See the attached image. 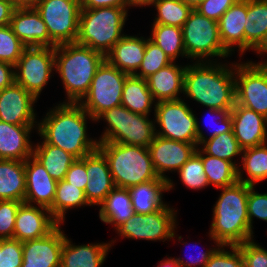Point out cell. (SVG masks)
Returning <instances> with one entry per match:
<instances>
[{
  "label": "cell",
  "instance_id": "cell-36",
  "mask_svg": "<svg viewBox=\"0 0 267 267\" xmlns=\"http://www.w3.org/2000/svg\"><path fill=\"white\" fill-rule=\"evenodd\" d=\"M149 39L160 47L167 57L175 62L180 56L187 58L182 28L164 24H152Z\"/></svg>",
  "mask_w": 267,
  "mask_h": 267
},
{
  "label": "cell",
  "instance_id": "cell-5",
  "mask_svg": "<svg viewBox=\"0 0 267 267\" xmlns=\"http://www.w3.org/2000/svg\"><path fill=\"white\" fill-rule=\"evenodd\" d=\"M116 187L129 188L150 180H159L148 148L114 142H99Z\"/></svg>",
  "mask_w": 267,
  "mask_h": 267
},
{
  "label": "cell",
  "instance_id": "cell-4",
  "mask_svg": "<svg viewBox=\"0 0 267 267\" xmlns=\"http://www.w3.org/2000/svg\"><path fill=\"white\" fill-rule=\"evenodd\" d=\"M104 60L102 53L76 42L55 47V71L67 95L63 103H79L83 99Z\"/></svg>",
  "mask_w": 267,
  "mask_h": 267
},
{
  "label": "cell",
  "instance_id": "cell-33",
  "mask_svg": "<svg viewBox=\"0 0 267 267\" xmlns=\"http://www.w3.org/2000/svg\"><path fill=\"white\" fill-rule=\"evenodd\" d=\"M267 34V0H247L244 53L255 50Z\"/></svg>",
  "mask_w": 267,
  "mask_h": 267
},
{
  "label": "cell",
  "instance_id": "cell-21",
  "mask_svg": "<svg viewBox=\"0 0 267 267\" xmlns=\"http://www.w3.org/2000/svg\"><path fill=\"white\" fill-rule=\"evenodd\" d=\"M26 193L24 203L49 209L56 194L57 181L33 155L25 160Z\"/></svg>",
  "mask_w": 267,
  "mask_h": 267
},
{
  "label": "cell",
  "instance_id": "cell-58",
  "mask_svg": "<svg viewBox=\"0 0 267 267\" xmlns=\"http://www.w3.org/2000/svg\"><path fill=\"white\" fill-rule=\"evenodd\" d=\"M256 54L265 55L267 54V34L264 40L260 43V45L254 50Z\"/></svg>",
  "mask_w": 267,
  "mask_h": 267
},
{
  "label": "cell",
  "instance_id": "cell-49",
  "mask_svg": "<svg viewBox=\"0 0 267 267\" xmlns=\"http://www.w3.org/2000/svg\"><path fill=\"white\" fill-rule=\"evenodd\" d=\"M64 180L70 184L85 190L89 178L86 172V156L81 159H76L68 169Z\"/></svg>",
  "mask_w": 267,
  "mask_h": 267
},
{
  "label": "cell",
  "instance_id": "cell-10",
  "mask_svg": "<svg viewBox=\"0 0 267 267\" xmlns=\"http://www.w3.org/2000/svg\"><path fill=\"white\" fill-rule=\"evenodd\" d=\"M128 75L104 60L96 70L88 93L78 104L96 121L106 110L121 105Z\"/></svg>",
  "mask_w": 267,
  "mask_h": 267
},
{
  "label": "cell",
  "instance_id": "cell-56",
  "mask_svg": "<svg viewBox=\"0 0 267 267\" xmlns=\"http://www.w3.org/2000/svg\"><path fill=\"white\" fill-rule=\"evenodd\" d=\"M159 263L157 267H181L174 257L164 258L162 261H159Z\"/></svg>",
  "mask_w": 267,
  "mask_h": 267
},
{
  "label": "cell",
  "instance_id": "cell-55",
  "mask_svg": "<svg viewBox=\"0 0 267 267\" xmlns=\"http://www.w3.org/2000/svg\"><path fill=\"white\" fill-rule=\"evenodd\" d=\"M15 8H34L40 0H10Z\"/></svg>",
  "mask_w": 267,
  "mask_h": 267
},
{
  "label": "cell",
  "instance_id": "cell-17",
  "mask_svg": "<svg viewBox=\"0 0 267 267\" xmlns=\"http://www.w3.org/2000/svg\"><path fill=\"white\" fill-rule=\"evenodd\" d=\"M64 231L59 224L47 236L23 242L21 267H60Z\"/></svg>",
  "mask_w": 267,
  "mask_h": 267
},
{
  "label": "cell",
  "instance_id": "cell-27",
  "mask_svg": "<svg viewBox=\"0 0 267 267\" xmlns=\"http://www.w3.org/2000/svg\"><path fill=\"white\" fill-rule=\"evenodd\" d=\"M113 243L114 240H111V243L73 245L65 234L60 267H100Z\"/></svg>",
  "mask_w": 267,
  "mask_h": 267
},
{
  "label": "cell",
  "instance_id": "cell-9",
  "mask_svg": "<svg viewBox=\"0 0 267 267\" xmlns=\"http://www.w3.org/2000/svg\"><path fill=\"white\" fill-rule=\"evenodd\" d=\"M182 32L185 52L192 62H217L214 57L224 59L230 56L221 42L216 20L193 10L183 24Z\"/></svg>",
  "mask_w": 267,
  "mask_h": 267
},
{
  "label": "cell",
  "instance_id": "cell-35",
  "mask_svg": "<svg viewBox=\"0 0 267 267\" xmlns=\"http://www.w3.org/2000/svg\"><path fill=\"white\" fill-rule=\"evenodd\" d=\"M91 206L85 196L84 190L66 182L64 179L57 182L56 194L52 206L49 208L54 219L62 225L65 213L72 208Z\"/></svg>",
  "mask_w": 267,
  "mask_h": 267
},
{
  "label": "cell",
  "instance_id": "cell-8",
  "mask_svg": "<svg viewBox=\"0 0 267 267\" xmlns=\"http://www.w3.org/2000/svg\"><path fill=\"white\" fill-rule=\"evenodd\" d=\"M106 121L107 127L98 142H114L148 148L155 136L154 119L133 113L122 105L106 110L98 118Z\"/></svg>",
  "mask_w": 267,
  "mask_h": 267
},
{
  "label": "cell",
  "instance_id": "cell-46",
  "mask_svg": "<svg viewBox=\"0 0 267 267\" xmlns=\"http://www.w3.org/2000/svg\"><path fill=\"white\" fill-rule=\"evenodd\" d=\"M244 267H267V250L254 242L253 239L238 244Z\"/></svg>",
  "mask_w": 267,
  "mask_h": 267
},
{
  "label": "cell",
  "instance_id": "cell-60",
  "mask_svg": "<svg viewBox=\"0 0 267 267\" xmlns=\"http://www.w3.org/2000/svg\"><path fill=\"white\" fill-rule=\"evenodd\" d=\"M264 60H265V62L264 61L258 62V64H267V60L266 59H264Z\"/></svg>",
  "mask_w": 267,
  "mask_h": 267
},
{
  "label": "cell",
  "instance_id": "cell-59",
  "mask_svg": "<svg viewBox=\"0 0 267 267\" xmlns=\"http://www.w3.org/2000/svg\"><path fill=\"white\" fill-rule=\"evenodd\" d=\"M187 6L195 10L204 0H181Z\"/></svg>",
  "mask_w": 267,
  "mask_h": 267
},
{
  "label": "cell",
  "instance_id": "cell-16",
  "mask_svg": "<svg viewBox=\"0 0 267 267\" xmlns=\"http://www.w3.org/2000/svg\"><path fill=\"white\" fill-rule=\"evenodd\" d=\"M37 99L14 82L0 91V121L13 125H38L33 108Z\"/></svg>",
  "mask_w": 267,
  "mask_h": 267
},
{
  "label": "cell",
  "instance_id": "cell-41",
  "mask_svg": "<svg viewBox=\"0 0 267 267\" xmlns=\"http://www.w3.org/2000/svg\"><path fill=\"white\" fill-rule=\"evenodd\" d=\"M171 63L172 61L160 49V47L154 44L147 37L144 58L142 60L141 66L134 75L142 79H146L151 74L156 73L161 68H164Z\"/></svg>",
  "mask_w": 267,
  "mask_h": 267
},
{
  "label": "cell",
  "instance_id": "cell-18",
  "mask_svg": "<svg viewBox=\"0 0 267 267\" xmlns=\"http://www.w3.org/2000/svg\"><path fill=\"white\" fill-rule=\"evenodd\" d=\"M58 225L49 209L23 202L17 211L13 239L22 243L40 239L47 236Z\"/></svg>",
  "mask_w": 267,
  "mask_h": 267
},
{
  "label": "cell",
  "instance_id": "cell-19",
  "mask_svg": "<svg viewBox=\"0 0 267 267\" xmlns=\"http://www.w3.org/2000/svg\"><path fill=\"white\" fill-rule=\"evenodd\" d=\"M232 129L244 150L267 143V118L239 104L231 109Z\"/></svg>",
  "mask_w": 267,
  "mask_h": 267
},
{
  "label": "cell",
  "instance_id": "cell-37",
  "mask_svg": "<svg viewBox=\"0 0 267 267\" xmlns=\"http://www.w3.org/2000/svg\"><path fill=\"white\" fill-rule=\"evenodd\" d=\"M201 159L209 185L218 189L238 181L237 168L231 162L205 154L202 150Z\"/></svg>",
  "mask_w": 267,
  "mask_h": 267
},
{
  "label": "cell",
  "instance_id": "cell-50",
  "mask_svg": "<svg viewBox=\"0 0 267 267\" xmlns=\"http://www.w3.org/2000/svg\"><path fill=\"white\" fill-rule=\"evenodd\" d=\"M209 111L210 112L208 113H211V115L214 114L215 117L216 116L219 117V119L216 121L217 123H215L217 124V126L218 125L219 126L214 129L212 128L213 132L209 135L210 137L208 138H212L224 132H230L232 130V118L230 114L231 110H218V109L209 108ZM212 118H213L212 120H214L213 116Z\"/></svg>",
  "mask_w": 267,
  "mask_h": 267
},
{
  "label": "cell",
  "instance_id": "cell-15",
  "mask_svg": "<svg viewBox=\"0 0 267 267\" xmlns=\"http://www.w3.org/2000/svg\"><path fill=\"white\" fill-rule=\"evenodd\" d=\"M197 147L194 144L166 139L155 135L148 146L152 164L156 174L168 180V191L174 188V182L165 172H176L194 154Z\"/></svg>",
  "mask_w": 267,
  "mask_h": 267
},
{
  "label": "cell",
  "instance_id": "cell-57",
  "mask_svg": "<svg viewBox=\"0 0 267 267\" xmlns=\"http://www.w3.org/2000/svg\"><path fill=\"white\" fill-rule=\"evenodd\" d=\"M156 0H128L129 5L132 7L151 6Z\"/></svg>",
  "mask_w": 267,
  "mask_h": 267
},
{
  "label": "cell",
  "instance_id": "cell-20",
  "mask_svg": "<svg viewBox=\"0 0 267 267\" xmlns=\"http://www.w3.org/2000/svg\"><path fill=\"white\" fill-rule=\"evenodd\" d=\"M10 26L26 47L57 46L50 39L47 26L35 8H15Z\"/></svg>",
  "mask_w": 267,
  "mask_h": 267
},
{
  "label": "cell",
  "instance_id": "cell-53",
  "mask_svg": "<svg viewBox=\"0 0 267 267\" xmlns=\"http://www.w3.org/2000/svg\"><path fill=\"white\" fill-rule=\"evenodd\" d=\"M15 82V66L0 61V91Z\"/></svg>",
  "mask_w": 267,
  "mask_h": 267
},
{
  "label": "cell",
  "instance_id": "cell-28",
  "mask_svg": "<svg viewBox=\"0 0 267 267\" xmlns=\"http://www.w3.org/2000/svg\"><path fill=\"white\" fill-rule=\"evenodd\" d=\"M135 213L148 214L158 211L167 204L163 202V192L168 191V180H150L128 188Z\"/></svg>",
  "mask_w": 267,
  "mask_h": 267
},
{
  "label": "cell",
  "instance_id": "cell-3",
  "mask_svg": "<svg viewBox=\"0 0 267 267\" xmlns=\"http://www.w3.org/2000/svg\"><path fill=\"white\" fill-rule=\"evenodd\" d=\"M218 189L221 193L213 207L210 239L215 245H238L253 239L247 211L250 185L237 181Z\"/></svg>",
  "mask_w": 267,
  "mask_h": 267
},
{
  "label": "cell",
  "instance_id": "cell-22",
  "mask_svg": "<svg viewBox=\"0 0 267 267\" xmlns=\"http://www.w3.org/2000/svg\"><path fill=\"white\" fill-rule=\"evenodd\" d=\"M86 172V199L91 206H99L115 187L108 161L99 149L86 156Z\"/></svg>",
  "mask_w": 267,
  "mask_h": 267
},
{
  "label": "cell",
  "instance_id": "cell-6",
  "mask_svg": "<svg viewBox=\"0 0 267 267\" xmlns=\"http://www.w3.org/2000/svg\"><path fill=\"white\" fill-rule=\"evenodd\" d=\"M127 17L128 8L81 9L76 43L105 56L125 35L122 31Z\"/></svg>",
  "mask_w": 267,
  "mask_h": 267
},
{
  "label": "cell",
  "instance_id": "cell-51",
  "mask_svg": "<svg viewBox=\"0 0 267 267\" xmlns=\"http://www.w3.org/2000/svg\"><path fill=\"white\" fill-rule=\"evenodd\" d=\"M81 9L101 7L130 8L128 0H80Z\"/></svg>",
  "mask_w": 267,
  "mask_h": 267
},
{
  "label": "cell",
  "instance_id": "cell-44",
  "mask_svg": "<svg viewBox=\"0 0 267 267\" xmlns=\"http://www.w3.org/2000/svg\"><path fill=\"white\" fill-rule=\"evenodd\" d=\"M23 202L0 200V239H13L17 211Z\"/></svg>",
  "mask_w": 267,
  "mask_h": 267
},
{
  "label": "cell",
  "instance_id": "cell-45",
  "mask_svg": "<svg viewBox=\"0 0 267 267\" xmlns=\"http://www.w3.org/2000/svg\"><path fill=\"white\" fill-rule=\"evenodd\" d=\"M23 243L16 239H0V267H21Z\"/></svg>",
  "mask_w": 267,
  "mask_h": 267
},
{
  "label": "cell",
  "instance_id": "cell-2",
  "mask_svg": "<svg viewBox=\"0 0 267 267\" xmlns=\"http://www.w3.org/2000/svg\"><path fill=\"white\" fill-rule=\"evenodd\" d=\"M183 94L208 109L231 110L236 103L235 64L215 61L187 64Z\"/></svg>",
  "mask_w": 267,
  "mask_h": 267
},
{
  "label": "cell",
  "instance_id": "cell-30",
  "mask_svg": "<svg viewBox=\"0 0 267 267\" xmlns=\"http://www.w3.org/2000/svg\"><path fill=\"white\" fill-rule=\"evenodd\" d=\"M99 206V219L115 229L135 214L128 188L115 186Z\"/></svg>",
  "mask_w": 267,
  "mask_h": 267
},
{
  "label": "cell",
  "instance_id": "cell-42",
  "mask_svg": "<svg viewBox=\"0 0 267 267\" xmlns=\"http://www.w3.org/2000/svg\"><path fill=\"white\" fill-rule=\"evenodd\" d=\"M25 48L10 25L0 27V61L15 66Z\"/></svg>",
  "mask_w": 267,
  "mask_h": 267
},
{
  "label": "cell",
  "instance_id": "cell-14",
  "mask_svg": "<svg viewBox=\"0 0 267 267\" xmlns=\"http://www.w3.org/2000/svg\"><path fill=\"white\" fill-rule=\"evenodd\" d=\"M236 104L267 118V64L235 63Z\"/></svg>",
  "mask_w": 267,
  "mask_h": 267
},
{
  "label": "cell",
  "instance_id": "cell-43",
  "mask_svg": "<svg viewBox=\"0 0 267 267\" xmlns=\"http://www.w3.org/2000/svg\"><path fill=\"white\" fill-rule=\"evenodd\" d=\"M204 267H244V260L237 245H220Z\"/></svg>",
  "mask_w": 267,
  "mask_h": 267
},
{
  "label": "cell",
  "instance_id": "cell-54",
  "mask_svg": "<svg viewBox=\"0 0 267 267\" xmlns=\"http://www.w3.org/2000/svg\"><path fill=\"white\" fill-rule=\"evenodd\" d=\"M15 7L10 0H0V27L10 25Z\"/></svg>",
  "mask_w": 267,
  "mask_h": 267
},
{
  "label": "cell",
  "instance_id": "cell-11",
  "mask_svg": "<svg viewBox=\"0 0 267 267\" xmlns=\"http://www.w3.org/2000/svg\"><path fill=\"white\" fill-rule=\"evenodd\" d=\"M56 44L74 43L78 37L80 0H40L34 7Z\"/></svg>",
  "mask_w": 267,
  "mask_h": 267
},
{
  "label": "cell",
  "instance_id": "cell-39",
  "mask_svg": "<svg viewBox=\"0 0 267 267\" xmlns=\"http://www.w3.org/2000/svg\"><path fill=\"white\" fill-rule=\"evenodd\" d=\"M152 6L157 10L153 24H164L182 28L193 9L181 0H156Z\"/></svg>",
  "mask_w": 267,
  "mask_h": 267
},
{
  "label": "cell",
  "instance_id": "cell-48",
  "mask_svg": "<svg viewBox=\"0 0 267 267\" xmlns=\"http://www.w3.org/2000/svg\"><path fill=\"white\" fill-rule=\"evenodd\" d=\"M238 0H204L195 10L207 18L220 20L221 16Z\"/></svg>",
  "mask_w": 267,
  "mask_h": 267
},
{
  "label": "cell",
  "instance_id": "cell-24",
  "mask_svg": "<svg viewBox=\"0 0 267 267\" xmlns=\"http://www.w3.org/2000/svg\"><path fill=\"white\" fill-rule=\"evenodd\" d=\"M247 19V0H238L220 18L219 35L225 50L232 55L234 49L244 53V30ZM237 47V48H236Z\"/></svg>",
  "mask_w": 267,
  "mask_h": 267
},
{
  "label": "cell",
  "instance_id": "cell-1",
  "mask_svg": "<svg viewBox=\"0 0 267 267\" xmlns=\"http://www.w3.org/2000/svg\"><path fill=\"white\" fill-rule=\"evenodd\" d=\"M95 120L78 103H60L38 121L42 140L71 153L77 159L98 149V140L87 135V119Z\"/></svg>",
  "mask_w": 267,
  "mask_h": 267
},
{
  "label": "cell",
  "instance_id": "cell-29",
  "mask_svg": "<svg viewBox=\"0 0 267 267\" xmlns=\"http://www.w3.org/2000/svg\"><path fill=\"white\" fill-rule=\"evenodd\" d=\"M25 161L0 159V200L24 202Z\"/></svg>",
  "mask_w": 267,
  "mask_h": 267
},
{
  "label": "cell",
  "instance_id": "cell-12",
  "mask_svg": "<svg viewBox=\"0 0 267 267\" xmlns=\"http://www.w3.org/2000/svg\"><path fill=\"white\" fill-rule=\"evenodd\" d=\"M55 71V48L26 47L15 65V82L38 99Z\"/></svg>",
  "mask_w": 267,
  "mask_h": 267
},
{
  "label": "cell",
  "instance_id": "cell-7",
  "mask_svg": "<svg viewBox=\"0 0 267 267\" xmlns=\"http://www.w3.org/2000/svg\"><path fill=\"white\" fill-rule=\"evenodd\" d=\"M154 108L155 135L194 144L196 147L207 139L199 125L198 118L184 99L159 101ZM159 125V130L156 128Z\"/></svg>",
  "mask_w": 267,
  "mask_h": 267
},
{
  "label": "cell",
  "instance_id": "cell-23",
  "mask_svg": "<svg viewBox=\"0 0 267 267\" xmlns=\"http://www.w3.org/2000/svg\"><path fill=\"white\" fill-rule=\"evenodd\" d=\"M36 126V127H35ZM38 125H13L0 121V159L25 161L33 155L30 135Z\"/></svg>",
  "mask_w": 267,
  "mask_h": 267
},
{
  "label": "cell",
  "instance_id": "cell-40",
  "mask_svg": "<svg viewBox=\"0 0 267 267\" xmlns=\"http://www.w3.org/2000/svg\"><path fill=\"white\" fill-rule=\"evenodd\" d=\"M183 185L187 188L200 190L209 185L203 162L201 159V149L197 147L194 154L177 171Z\"/></svg>",
  "mask_w": 267,
  "mask_h": 267
},
{
  "label": "cell",
  "instance_id": "cell-31",
  "mask_svg": "<svg viewBox=\"0 0 267 267\" xmlns=\"http://www.w3.org/2000/svg\"><path fill=\"white\" fill-rule=\"evenodd\" d=\"M121 105L133 113L149 116L156 105L146 79L128 75L123 85Z\"/></svg>",
  "mask_w": 267,
  "mask_h": 267
},
{
  "label": "cell",
  "instance_id": "cell-26",
  "mask_svg": "<svg viewBox=\"0 0 267 267\" xmlns=\"http://www.w3.org/2000/svg\"><path fill=\"white\" fill-rule=\"evenodd\" d=\"M186 67L187 65L181 66L172 62L146 78L148 88L156 102L181 99L179 95L184 93Z\"/></svg>",
  "mask_w": 267,
  "mask_h": 267
},
{
  "label": "cell",
  "instance_id": "cell-52",
  "mask_svg": "<svg viewBox=\"0 0 267 267\" xmlns=\"http://www.w3.org/2000/svg\"><path fill=\"white\" fill-rule=\"evenodd\" d=\"M197 245H193L192 247L195 248ZM220 245H216L215 248H210L209 250H206L205 252H199L200 256H196V259L194 260V256L191 255L190 256V260L189 261H184L182 258H175V260L177 261V263L181 266V267H191V266H201L204 267L207 262L209 261L211 255L215 252V250L219 247Z\"/></svg>",
  "mask_w": 267,
  "mask_h": 267
},
{
  "label": "cell",
  "instance_id": "cell-25",
  "mask_svg": "<svg viewBox=\"0 0 267 267\" xmlns=\"http://www.w3.org/2000/svg\"><path fill=\"white\" fill-rule=\"evenodd\" d=\"M146 38L125 34L105 55V60L118 70L134 75L141 66Z\"/></svg>",
  "mask_w": 267,
  "mask_h": 267
},
{
  "label": "cell",
  "instance_id": "cell-34",
  "mask_svg": "<svg viewBox=\"0 0 267 267\" xmlns=\"http://www.w3.org/2000/svg\"><path fill=\"white\" fill-rule=\"evenodd\" d=\"M241 157L243 167L237 168L239 182L255 186L256 183L267 179V143L244 149ZM243 170L246 171L248 178L244 179Z\"/></svg>",
  "mask_w": 267,
  "mask_h": 267
},
{
  "label": "cell",
  "instance_id": "cell-32",
  "mask_svg": "<svg viewBox=\"0 0 267 267\" xmlns=\"http://www.w3.org/2000/svg\"><path fill=\"white\" fill-rule=\"evenodd\" d=\"M33 156L42 163L55 181H61L77 159L71 153L46 143L44 140L33 146Z\"/></svg>",
  "mask_w": 267,
  "mask_h": 267
},
{
  "label": "cell",
  "instance_id": "cell-47",
  "mask_svg": "<svg viewBox=\"0 0 267 267\" xmlns=\"http://www.w3.org/2000/svg\"><path fill=\"white\" fill-rule=\"evenodd\" d=\"M254 187L250 185L247 200V211L251 230L253 228V217L267 222V193H257Z\"/></svg>",
  "mask_w": 267,
  "mask_h": 267
},
{
  "label": "cell",
  "instance_id": "cell-13",
  "mask_svg": "<svg viewBox=\"0 0 267 267\" xmlns=\"http://www.w3.org/2000/svg\"><path fill=\"white\" fill-rule=\"evenodd\" d=\"M166 205L158 211L140 214L135 213L119 226L116 231L120 237L130 239H144L150 241H166L175 238L177 211Z\"/></svg>",
  "mask_w": 267,
  "mask_h": 267
},
{
  "label": "cell",
  "instance_id": "cell-38",
  "mask_svg": "<svg viewBox=\"0 0 267 267\" xmlns=\"http://www.w3.org/2000/svg\"><path fill=\"white\" fill-rule=\"evenodd\" d=\"M199 146L205 154L227 160L236 168L239 167L238 163L233 161V158L238 155L241 156L243 149L236 140L233 129L230 132H224L215 137L207 138Z\"/></svg>",
  "mask_w": 267,
  "mask_h": 267
}]
</instances>
